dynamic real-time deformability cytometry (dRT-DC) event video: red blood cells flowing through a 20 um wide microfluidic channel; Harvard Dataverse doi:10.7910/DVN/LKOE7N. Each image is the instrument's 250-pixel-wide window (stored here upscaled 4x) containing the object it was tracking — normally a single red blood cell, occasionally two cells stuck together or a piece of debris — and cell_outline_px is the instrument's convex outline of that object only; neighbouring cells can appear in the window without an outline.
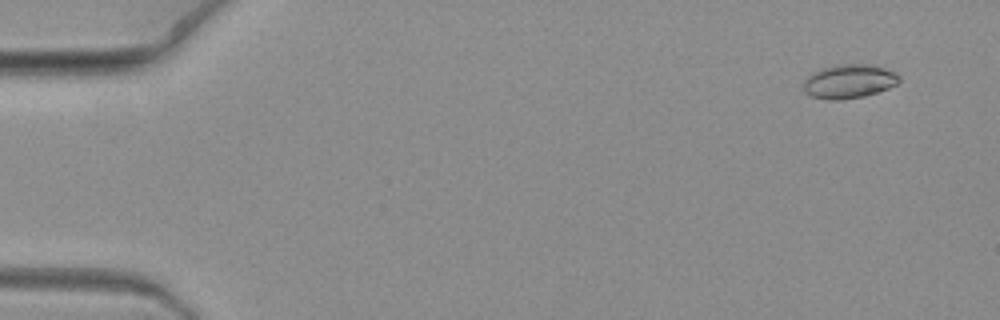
{"species": "common noctule bat (a hibernating species)", "species_latin": "Nyctalus noctula", "temperature_condition": "warm", "stored_images_in_passage": 8, "camera_frame_rate_fps": 3000, "um_per_image_px": 0.085, "animal": {"sex": "female", "body_mass_g": 19.3, "forearm_length_mm": 54.1}, "frame": {"image": 1, "passage_image": 2, "time_ms": 0.333, "image_size_px": [1000, 320], "cell_outline_px": [[900, 80], [896, 84], [888, 88], [864, 96], [840, 100], [828, 100], [812, 96], [804, 92], [804, 80], [812, 72], [820, 68], [836, 64], [868, 64], [884, 68], [896, 72], [900, 76]], "centroid_in_image_um": [72.15, 6.9], "position_along_channel_um": 12.9, "area_um2": 19.02}}
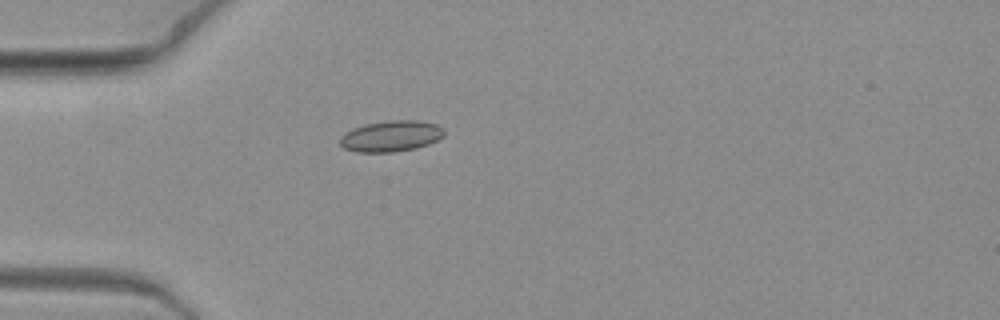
{"frame": {"image": 2, "passage_image": 7, "time_ms": 2.0, "image_size_px": [1000, 320], "cell_outline_px": [[444, 136], [428, 144], [416, 148], [392, 152], [356, 152], [344, 148], [340, 144], [340, 136], [344, 132], [352, 128], [364, 124], [388, 120], [416, 120], [436, 124], [444, 128]], "centroid_in_image_um": [33.21, 11.56], "position_along_channel_um": 51.8, "area_um2": 18.96}}